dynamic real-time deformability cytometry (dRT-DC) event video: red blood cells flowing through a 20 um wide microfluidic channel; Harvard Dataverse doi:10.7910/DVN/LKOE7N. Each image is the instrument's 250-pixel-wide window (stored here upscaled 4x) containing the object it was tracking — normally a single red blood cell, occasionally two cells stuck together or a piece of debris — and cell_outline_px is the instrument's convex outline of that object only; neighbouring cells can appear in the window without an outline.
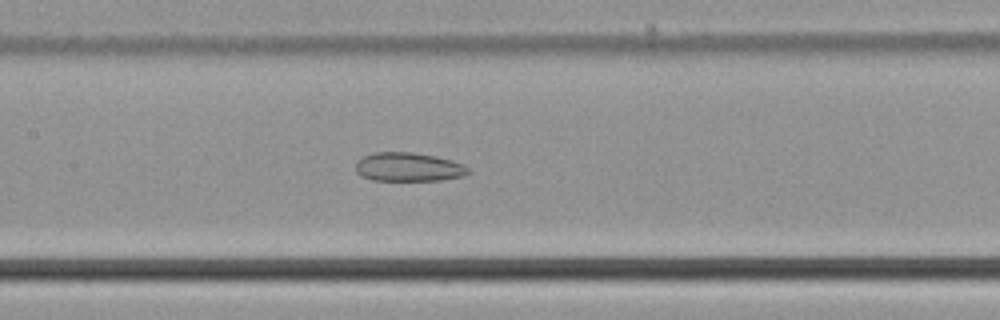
{"species": "common noctule bat (a hibernating species)", "species_latin": "Nyctalus noctula", "temperature_condition": "cold", "stored_images_in_passage": 53, "camera_frame_rate_fps": 3000, "um_per_image_px": 0.085, "animal": {"sex": "male", "body_mass_g": 21.5, "forearm_length_mm": 52.0}, "frame": {"image": 1, "passage_image": 25, "time_ms": 8.0, "image_size_px": [1000, 320], "cell_outline_px": [[468, 172], [464, 176], [440, 180], [372, 180], [360, 176], [356, 172], [356, 160], [364, 156], [376, 152], [412, 152], [436, 156], [452, 160], [464, 164], [468, 168]], "centroid_in_image_um": [34.7, 14.19], "position_along_channel_um": 172.7, "area_um2": 18.96}}
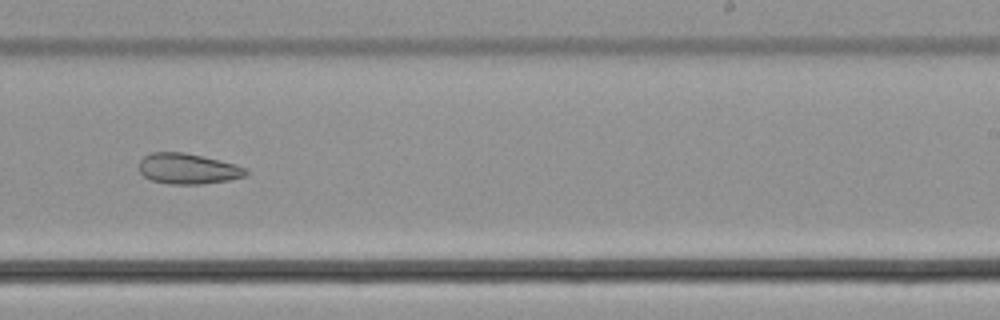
{"frame": {"image": 2, "passage_image": 33, "time_ms": 10.667, "image_size_px": [1000, 320], "cell_outline_px": [[248, 172], [244, 176], [228, 180], [200, 184], [172, 184], [152, 180], [144, 176], [140, 172], [140, 160], [144, 156], [152, 152], [184, 152], [236, 164], [248, 168]], "centroid_in_image_um": [15.98, 14.33], "position_along_channel_um": 273.0, "area_um2": 18.9}}
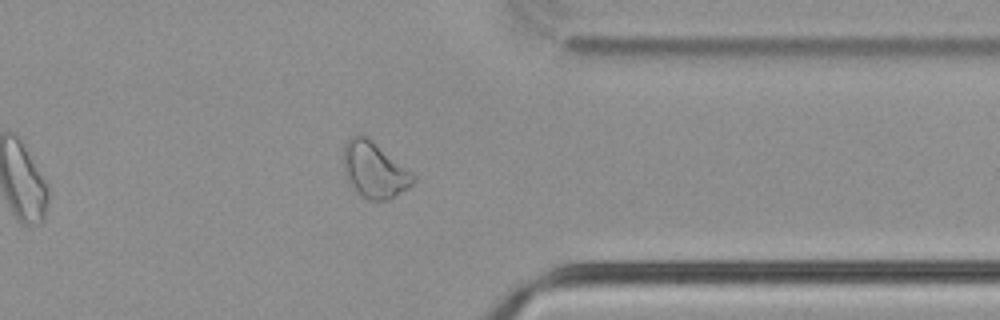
{"frame": {"image": 3, "passage_image": 42, "time_ms": 13.667, "image_size_px": [1000, 320], "cell_outline_px": [[416, 180], [412, 184], [388, 200], [368, 200], [360, 196], [348, 184], [344, 176], [344, 144], [352, 136], [360, 132], [412, 172], [416, 176]], "centroid_in_image_um": [31.78, 14.46], "position_along_channel_um": 379.6, "area_um2": 22.6}}